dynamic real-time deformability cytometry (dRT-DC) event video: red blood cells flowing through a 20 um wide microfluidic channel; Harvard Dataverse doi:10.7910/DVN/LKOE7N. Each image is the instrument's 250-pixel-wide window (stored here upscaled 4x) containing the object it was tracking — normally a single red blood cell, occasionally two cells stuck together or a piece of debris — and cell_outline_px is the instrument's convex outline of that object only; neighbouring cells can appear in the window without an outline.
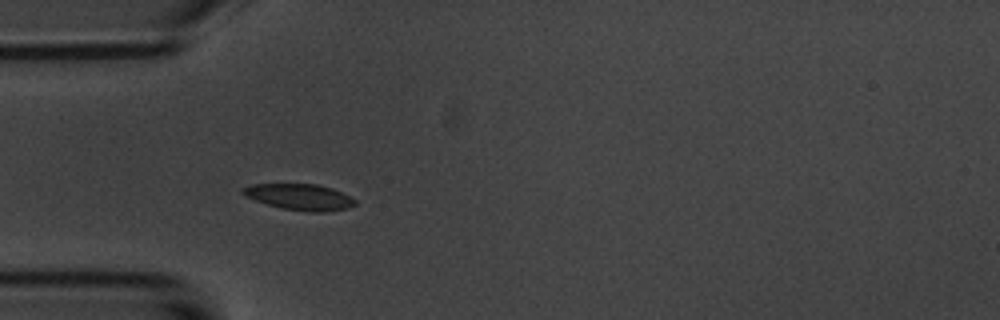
{"species": "common noctule bat (a hibernating species)", "species_latin": "Nyctalus noctula", "temperature_condition": "room temperature", "stored_images_in_passage": 5, "camera_frame_rate_fps": 3000, "um_per_image_px": 0.085, "animal": {"sex": "male", "body_mass_g": 20.1, "forearm_length_mm": 53.5}, "frame": {"image": 1, "passage_image": 4, "time_ms": 3.667, "image_size_px": [1000, 320], "cell_outline_px": [[356, 204], [348, 208], [324, 212], [312, 212], [284, 208], [268, 204], [244, 196], [240, 192], [244, 188], [252, 184], [316, 184], [332, 188], [356, 200]], "centroid_in_image_um": [25.48, 16.74], "position_along_channel_um": 59.5, "area_um2": 16.82}}
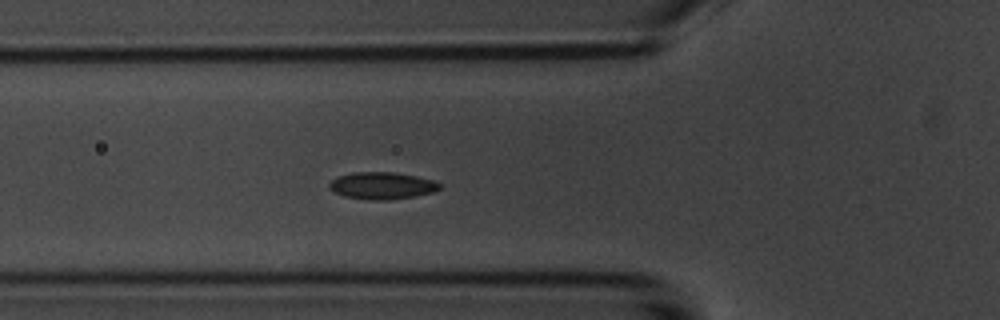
{"frame": {"image": 2, "passage_image": 5, "time_ms": 4.667, "image_size_px": [1000, 320], "cell_outline_px": [[440, 188], [436, 192], [416, 196], [392, 200], [368, 200], [344, 196], [328, 188], [328, 184], [332, 180], [340, 176], [352, 172], [392, 172], [416, 176], [432, 180], [440, 184]], "centroid_in_image_um": [32.48, 15.79], "position_along_channel_um": 93.3, "area_um2": 17.46}}